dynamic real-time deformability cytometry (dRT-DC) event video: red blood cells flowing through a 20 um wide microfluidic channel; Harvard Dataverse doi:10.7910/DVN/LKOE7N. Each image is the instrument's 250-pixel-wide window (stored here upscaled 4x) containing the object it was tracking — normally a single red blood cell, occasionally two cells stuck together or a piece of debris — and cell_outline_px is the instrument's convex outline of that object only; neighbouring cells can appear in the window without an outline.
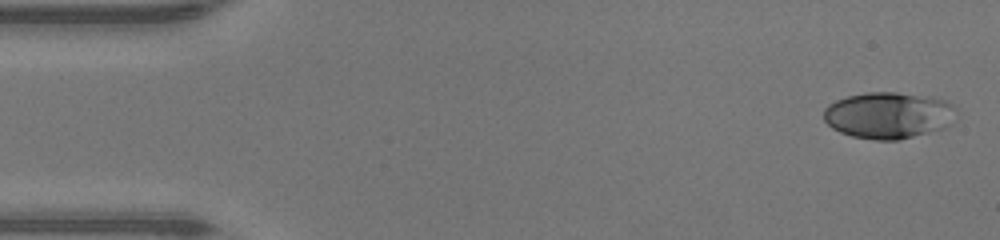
{"species": "human", "species_latin": "Homo sapiens", "temperature_condition": "warm", "stored_images_in_passage": 46, "camera_frame_rate_fps": 3000, "um_per_image_px": 0.085, "donor": {"sex": "male"}, "frame": {"image": 1, "passage_image": 1, "time_ms": 0.0, "image_size_px": [1000, 240], "cell_outline_px": [[956, 108], [948, 124], [944, 128], [900, 140], [876, 140], [852, 136], [840, 132], [832, 128], [824, 120], [824, 108], [828, 104], [836, 100], [848, 96], [868, 92], [896, 92], [932, 96], [944, 100], [952, 104]], "centroid_in_image_um": [75.49, 9.79], "position_along_channel_um": 9.5, "area_um2": 35.89}}
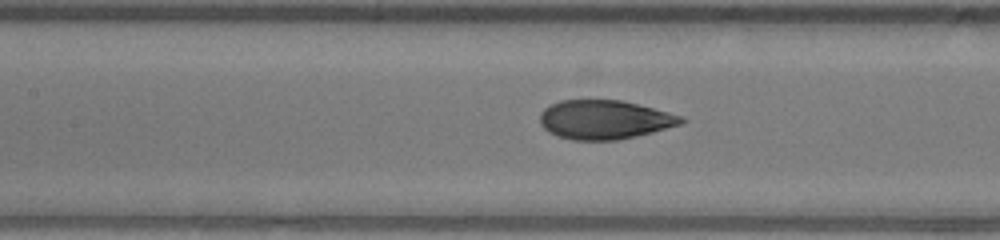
{"frame": {"image": 2, "passage_image": 20, "time_ms": 6.333, "image_size_px": [1000, 240], "cell_outline_px": [[688, 120], [680, 124], [652, 132], [616, 140], [572, 140], [556, 136], [548, 132], [540, 124], [540, 112], [544, 108], [560, 100], [620, 100], [684, 116]], "centroid_in_image_um": [51.36, 10.17], "position_along_channel_um": 156.0, "area_um2": 32.02}}
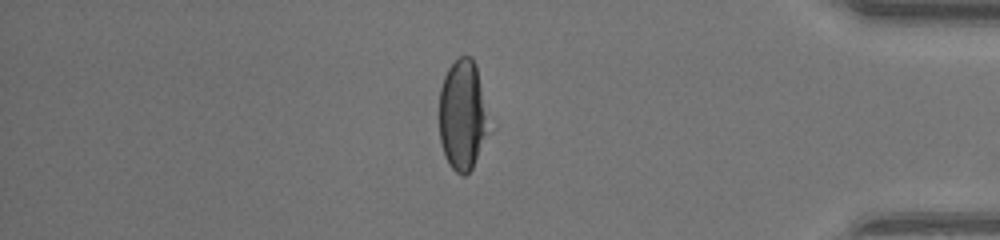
{"frame": {"image": 3, "passage_image": 39, "time_ms": 12.667, "image_size_px": [1000, 240], "cell_outline_px": [[484, 132], [472, 168], [464, 176], [456, 172], [448, 164], [440, 140], [440, 88], [444, 76], [448, 68], [460, 56], [472, 56], [476, 64], [480, 88], [484, 116]], "centroid_in_image_um": [39.21, 9.74], "position_along_channel_um": 396.0, "area_um2": 29.94}, "authors_computed_cell_mechanics": {"area_um2": 32.7437, "velocity_mm_per_s": 4.3553, "shape_relaxation_time_tau1_ms": 9.8937, "shape_relaxation_time_tau2_ms": null, "deformation_change_tau1": 0.3653, "deformation_change_tau2": null}}